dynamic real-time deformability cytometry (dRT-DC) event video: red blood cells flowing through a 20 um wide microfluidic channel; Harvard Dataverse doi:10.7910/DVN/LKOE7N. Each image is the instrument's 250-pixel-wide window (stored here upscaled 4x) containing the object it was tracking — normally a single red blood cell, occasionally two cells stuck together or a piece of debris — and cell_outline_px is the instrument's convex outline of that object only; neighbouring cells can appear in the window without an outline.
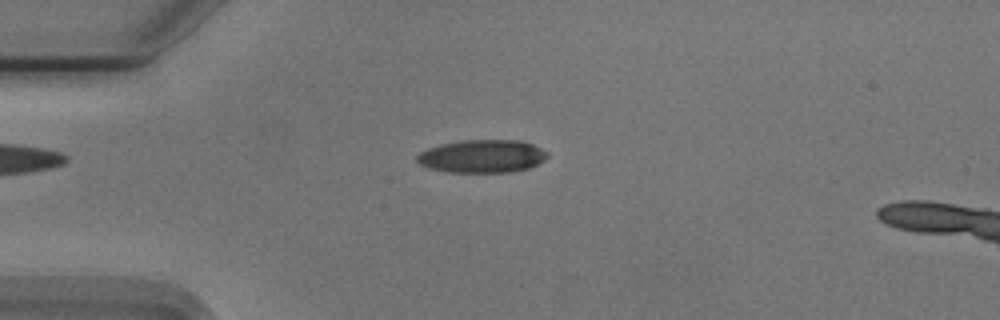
{"species": "Egyptian fruit bat (a non-hibernating species)", "species_latin": "Rousettus aegyptiacus", "temperature_condition": "cold", "stored_images_in_passage": 53, "camera_frame_rate_fps": 3000, "um_per_image_px": 0.085, "animal": {"sex": "male"}, "frame": {"image": 1, "passage_image": 12, "time_ms": 3.667, "image_size_px": [1000, 320], "cell_outline_px": [[548, 156], [544, 160], [528, 168], [508, 172], [448, 172], [428, 168], [420, 164], [416, 160], [416, 156], [420, 152], [428, 148], [440, 144], [460, 140], [520, 140], [532, 144], [548, 152]], "centroid_in_image_um": [40.96, 13.27], "position_along_channel_um": 44.0, "area_um2": 25.09}}
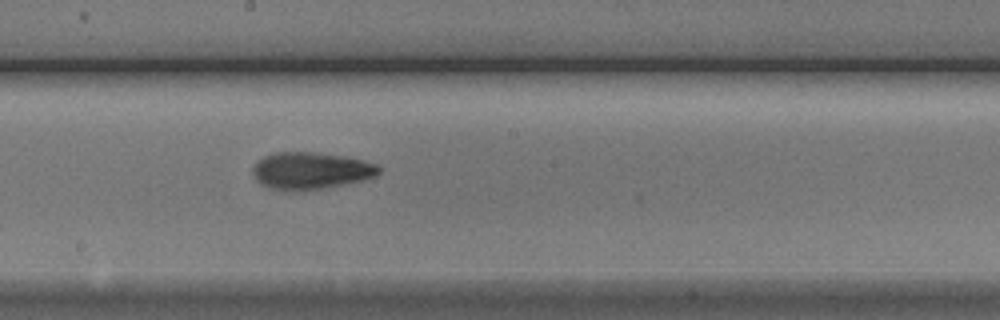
{"frame": {"image": 2, "passage_image": 28, "time_ms": 9.0, "image_size_px": [1000, 320], "cell_outline_px": [[380, 172], [376, 176], [360, 180], [320, 188], [292, 192], [268, 188], [260, 184], [256, 180], [252, 172], [252, 168], [256, 160], [264, 156], [276, 152], [312, 152], [344, 156], [364, 160], [376, 164], [380, 168]], "centroid_in_image_um": [26.34, 14.5], "position_along_channel_um": 221.9, "area_um2": 27.22}}
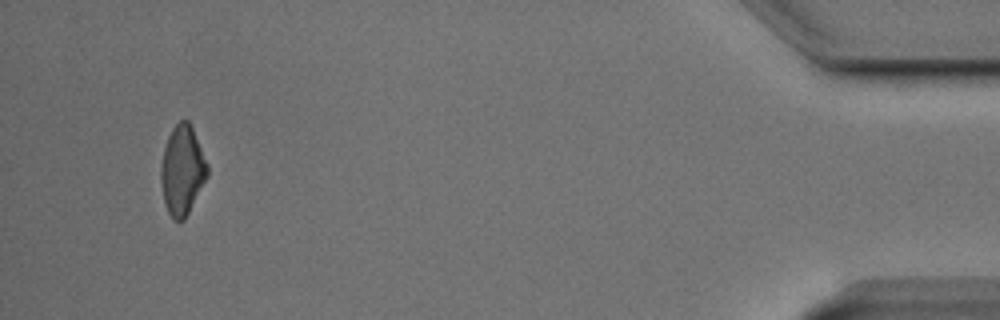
{"frame": {"image": 3, "passage_image": 50, "time_ms": 16.333, "image_size_px": [1000, 320], "cell_outline_px": [[208, 176], [184, 220], [172, 220], [168, 212], [164, 200], [160, 180], [160, 168], [164, 148], [168, 136], [172, 128], [180, 120], [188, 120], [192, 128], [208, 164]], "centroid_in_image_um": [15.48, 14.48], "position_along_channel_um": 419.7, "area_um2": 24.04}}